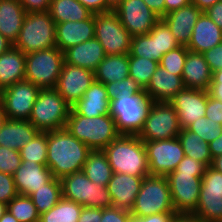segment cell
Listing matches in <instances>:
<instances>
[{"mask_svg": "<svg viewBox=\"0 0 222 222\" xmlns=\"http://www.w3.org/2000/svg\"><path fill=\"white\" fill-rule=\"evenodd\" d=\"M91 151L66 128L47 132L46 165L54 178L81 171Z\"/></svg>", "mask_w": 222, "mask_h": 222, "instance_id": "1", "label": "cell"}, {"mask_svg": "<svg viewBox=\"0 0 222 222\" xmlns=\"http://www.w3.org/2000/svg\"><path fill=\"white\" fill-rule=\"evenodd\" d=\"M103 152L113 173L145 177L150 174L145 145L137 135H120Z\"/></svg>", "mask_w": 222, "mask_h": 222, "instance_id": "2", "label": "cell"}, {"mask_svg": "<svg viewBox=\"0 0 222 222\" xmlns=\"http://www.w3.org/2000/svg\"><path fill=\"white\" fill-rule=\"evenodd\" d=\"M65 128L91 150H103L121 135L110 114L90 118L69 113Z\"/></svg>", "mask_w": 222, "mask_h": 222, "instance_id": "3", "label": "cell"}, {"mask_svg": "<svg viewBox=\"0 0 222 222\" xmlns=\"http://www.w3.org/2000/svg\"><path fill=\"white\" fill-rule=\"evenodd\" d=\"M153 101L142 89L133 95H120L110 100V115L121 135H138Z\"/></svg>", "mask_w": 222, "mask_h": 222, "instance_id": "4", "label": "cell"}, {"mask_svg": "<svg viewBox=\"0 0 222 222\" xmlns=\"http://www.w3.org/2000/svg\"><path fill=\"white\" fill-rule=\"evenodd\" d=\"M55 30L48 11L27 12L13 46L24 54L56 47Z\"/></svg>", "mask_w": 222, "mask_h": 222, "instance_id": "5", "label": "cell"}, {"mask_svg": "<svg viewBox=\"0 0 222 222\" xmlns=\"http://www.w3.org/2000/svg\"><path fill=\"white\" fill-rule=\"evenodd\" d=\"M71 106L55 88L40 89L29 121L39 132L65 128Z\"/></svg>", "mask_w": 222, "mask_h": 222, "instance_id": "6", "label": "cell"}, {"mask_svg": "<svg viewBox=\"0 0 222 222\" xmlns=\"http://www.w3.org/2000/svg\"><path fill=\"white\" fill-rule=\"evenodd\" d=\"M135 217L175 213L169 183L164 175H147L130 211Z\"/></svg>", "mask_w": 222, "mask_h": 222, "instance_id": "7", "label": "cell"}, {"mask_svg": "<svg viewBox=\"0 0 222 222\" xmlns=\"http://www.w3.org/2000/svg\"><path fill=\"white\" fill-rule=\"evenodd\" d=\"M25 80L40 89L55 88L64 65V52L57 47L25 54Z\"/></svg>", "mask_w": 222, "mask_h": 222, "instance_id": "8", "label": "cell"}, {"mask_svg": "<svg viewBox=\"0 0 222 222\" xmlns=\"http://www.w3.org/2000/svg\"><path fill=\"white\" fill-rule=\"evenodd\" d=\"M64 199L87 208H110L112 200L106 186L91 182L83 171L60 179Z\"/></svg>", "mask_w": 222, "mask_h": 222, "instance_id": "9", "label": "cell"}, {"mask_svg": "<svg viewBox=\"0 0 222 222\" xmlns=\"http://www.w3.org/2000/svg\"><path fill=\"white\" fill-rule=\"evenodd\" d=\"M95 38L106 55L129 54L132 36L114 10L94 14Z\"/></svg>", "mask_w": 222, "mask_h": 222, "instance_id": "10", "label": "cell"}, {"mask_svg": "<svg viewBox=\"0 0 222 222\" xmlns=\"http://www.w3.org/2000/svg\"><path fill=\"white\" fill-rule=\"evenodd\" d=\"M181 127L178 114L167 102H153L143 127L137 135L143 141L166 140L178 137Z\"/></svg>", "mask_w": 222, "mask_h": 222, "instance_id": "11", "label": "cell"}, {"mask_svg": "<svg viewBox=\"0 0 222 222\" xmlns=\"http://www.w3.org/2000/svg\"><path fill=\"white\" fill-rule=\"evenodd\" d=\"M204 173L170 172L166 175L176 214L193 213L198 205Z\"/></svg>", "mask_w": 222, "mask_h": 222, "instance_id": "12", "label": "cell"}, {"mask_svg": "<svg viewBox=\"0 0 222 222\" xmlns=\"http://www.w3.org/2000/svg\"><path fill=\"white\" fill-rule=\"evenodd\" d=\"M192 214L206 222H222V173L211 166L202 176L199 202Z\"/></svg>", "mask_w": 222, "mask_h": 222, "instance_id": "13", "label": "cell"}, {"mask_svg": "<svg viewBox=\"0 0 222 222\" xmlns=\"http://www.w3.org/2000/svg\"><path fill=\"white\" fill-rule=\"evenodd\" d=\"M40 88L28 80L19 81L0 92L7 119L29 120Z\"/></svg>", "mask_w": 222, "mask_h": 222, "instance_id": "14", "label": "cell"}, {"mask_svg": "<svg viewBox=\"0 0 222 222\" xmlns=\"http://www.w3.org/2000/svg\"><path fill=\"white\" fill-rule=\"evenodd\" d=\"M143 142L151 175H168L175 170L185 156L177 137Z\"/></svg>", "mask_w": 222, "mask_h": 222, "instance_id": "15", "label": "cell"}, {"mask_svg": "<svg viewBox=\"0 0 222 222\" xmlns=\"http://www.w3.org/2000/svg\"><path fill=\"white\" fill-rule=\"evenodd\" d=\"M114 11L132 37L149 33L160 20L143 0H122Z\"/></svg>", "mask_w": 222, "mask_h": 222, "instance_id": "16", "label": "cell"}, {"mask_svg": "<svg viewBox=\"0 0 222 222\" xmlns=\"http://www.w3.org/2000/svg\"><path fill=\"white\" fill-rule=\"evenodd\" d=\"M94 80L95 76L92 70L64 62L55 89L70 106H73L90 88Z\"/></svg>", "mask_w": 222, "mask_h": 222, "instance_id": "17", "label": "cell"}, {"mask_svg": "<svg viewBox=\"0 0 222 222\" xmlns=\"http://www.w3.org/2000/svg\"><path fill=\"white\" fill-rule=\"evenodd\" d=\"M208 94L207 90L184 88L169 100L178 114L181 129L205 116Z\"/></svg>", "mask_w": 222, "mask_h": 222, "instance_id": "18", "label": "cell"}, {"mask_svg": "<svg viewBox=\"0 0 222 222\" xmlns=\"http://www.w3.org/2000/svg\"><path fill=\"white\" fill-rule=\"evenodd\" d=\"M144 177L113 173L106 186L112 200V207L131 211Z\"/></svg>", "mask_w": 222, "mask_h": 222, "instance_id": "19", "label": "cell"}, {"mask_svg": "<svg viewBox=\"0 0 222 222\" xmlns=\"http://www.w3.org/2000/svg\"><path fill=\"white\" fill-rule=\"evenodd\" d=\"M53 178L47 165L22 161L13 175L15 187L19 195L30 197L37 189L44 187Z\"/></svg>", "mask_w": 222, "mask_h": 222, "instance_id": "20", "label": "cell"}, {"mask_svg": "<svg viewBox=\"0 0 222 222\" xmlns=\"http://www.w3.org/2000/svg\"><path fill=\"white\" fill-rule=\"evenodd\" d=\"M56 47L62 52L95 37L94 14L83 21L56 23Z\"/></svg>", "mask_w": 222, "mask_h": 222, "instance_id": "21", "label": "cell"}, {"mask_svg": "<svg viewBox=\"0 0 222 222\" xmlns=\"http://www.w3.org/2000/svg\"><path fill=\"white\" fill-rule=\"evenodd\" d=\"M182 75H174L158 65L143 89L153 102H169L179 91L183 90Z\"/></svg>", "mask_w": 222, "mask_h": 222, "instance_id": "22", "label": "cell"}, {"mask_svg": "<svg viewBox=\"0 0 222 222\" xmlns=\"http://www.w3.org/2000/svg\"><path fill=\"white\" fill-rule=\"evenodd\" d=\"M70 113H78L90 118L109 115L110 100L105 85L94 80L81 99L71 106Z\"/></svg>", "mask_w": 222, "mask_h": 222, "instance_id": "23", "label": "cell"}, {"mask_svg": "<svg viewBox=\"0 0 222 222\" xmlns=\"http://www.w3.org/2000/svg\"><path fill=\"white\" fill-rule=\"evenodd\" d=\"M202 13L193 3L166 14L162 20L166 23L180 45L187 46L192 37V29Z\"/></svg>", "mask_w": 222, "mask_h": 222, "instance_id": "24", "label": "cell"}, {"mask_svg": "<svg viewBox=\"0 0 222 222\" xmlns=\"http://www.w3.org/2000/svg\"><path fill=\"white\" fill-rule=\"evenodd\" d=\"M222 43V29L202 12L192 29V37L186 46L189 51L201 53Z\"/></svg>", "mask_w": 222, "mask_h": 222, "instance_id": "25", "label": "cell"}, {"mask_svg": "<svg viewBox=\"0 0 222 222\" xmlns=\"http://www.w3.org/2000/svg\"><path fill=\"white\" fill-rule=\"evenodd\" d=\"M212 74L203 54L188 51L183 67L182 80L185 88L209 90Z\"/></svg>", "mask_w": 222, "mask_h": 222, "instance_id": "26", "label": "cell"}, {"mask_svg": "<svg viewBox=\"0 0 222 222\" xmlns=\"http://www.w3.org/2000/svg\"><path fill=\"white\" fill-rule=\"evenodd\" d=\"M105 56L102 45L95 37L64 51L65 63L86 68L93 72Z\"/></svg>", "mask_w": 222, "mask_h": 222, "instance_id": "27", "label": "cell"}, {"mask_svg": "<svg viewBox=\"0 0 222 222\" xmlns=\"http://www.w3.org/2000/svg\"><path fill=\"white\" fill-rule=\"evenodd\" d=\"M38 133L29 120L7 119L0 129V146L20 151Z\"/></svg>", "mask_w": 222, "mask_h": 222, "instance_id": "28", "label": "cell"}, {"mask_svg": "<svg viewBox=\"0 0 222 222\" xmlns=\"http://www.w3.org/2000/svg\"><path fill=\"white\" fill-rule=\"evenodd\" d=\"M25 65V54L14 46L0 54V92L25 80Z\"/></svg>", "mask_w": 222, "mask_h": 222, "instance_id": "29", "label": "cell"}, {"mask_svg": "<svg viewBox=\"0 0 222 222\" xmlns=\"http://www.w3.org/2000/svg\"><path fill=\"white\" fill-rule=\"evenodd\" d=\"M26 13L18 0H0V33L12 44L17 40Z\"/></svg>", "mask_w": 222, "mask_h": 222, "instance_id": "30", "label": "cell"}, {"mask_svg": "<svg viewBox=\"0 0 222 222\" xmlns=\"http://www.w3.org/2000/svg\"><path fill=\"white\" fill-rule=\"evenodd\" d=\"M95 80L103 83L117 82L129 77V56L106 55L94 71Z\"/></svg>", "mask_w": 222, "mask_h": 222, "instance_id": "31", "label": "cell"}, {"mask_svg": "<svg viewBox=\"0 0 222 222\" xmlns=\"http://www.w3.org/2000/svg\"><path fill=\"white\" fill-rule=\"evenodd\" d=\"M48 13L55 24L67 21H83L93 15L78 0H51Z\"/></svg>", "mask_w": 222, "mask_h": 222, "instance_id": "32", "label": "cell"}, {"mask_svg": "<svg viewBox=\"0 0 222 222\" xmlns=\"http://www.w3.org/2000/svg\"><path fill=\"white\" fill-rule=\"evenodd\" d=\"M83 173L91 182L107 186L113 171L103 150H92L83 165Z\"/></svg>", "mask_w": 222, "mask_h": 222, "instance_id": "33", "label": "cell"}, {"mask_svg": "<svg viewBox=\"0 0 222 222\" xmlns=\"http://www.w3.org/2000/svg\"><path fill=\"white\" fill-rule=\"evenodd\" d=\"M177 138L181 142L185 156L194 158L195 160L204 163L207 167L211 165L212 156L210 154L209 144L198 134L184 128L181 129Z\"/></svg>", "mask_w": 222, "mask_h": 222, "instance_id": "34", "label": "cell"}, {"mask_svg": "<svg viewBox=\"0 0 222 222\" xmlns=\"http://www.w3.org/2000/svg\"><path fill=\"white\" fill-rule=\"evenodd\" d=\"M82 207L62 197L50 210L40 214L39 222H78Z\"/></svg>", "mask_w": 222, "mask_h": 222, "instance_id": "35", "label": "cell"}, {"mask_svg": "<svg viewBox=\"0 0 222 222\" xmlns=\"http://www.w3.org/2000/svg\"><path fill=\"white\" fill-rule=\"evenodd\" d=\"M62 197L60 179L54 177L30 196L40 214L50 210Z\"/></svg>", "mask_w": 222, "mask_h": 222, "instance_id": "36", "label": "cell"}, {"mask_svg": "<svg viewBox=\"0 0 222 222\" xmlns=\"http://www.w3.org/2000/svg\"><path fill=\"white\" fill-rule=\"evenodd\" d=\"M128 56L143 57L160 62L162 56L159 54L158 35L149 32L133 36Z\"/></svg>", "mask_w": 222, "mask_h": 222, "instance_id": "37", "label": "cell"}, {"mask_svg": "<svg viewBox=\"0 0 222 222\" xmlns=\"http://www.w3.org/2000/svg\"><path fill=\"white\" fill-rule=\"evenodd\" d=\"M7 210L19 222H39L40 213L28 196L18 194L7 204Z\"/></svg>", "mask_w": 222, "mask_h": 222, "instance_id": "38", "label": "cell"}, {"mask_svg": "<svg viewBox=\"0 0 222 222\" xmlns=\"http://www.w3.org/2000/svg\"><path fill=\"white\" fill-rule=\"evenodd\" d=\"M158 65L159 62L155 60L129 56V77L133 78L144 89Z\"/></svg>", "mask_w": 222, "mask_h": 222, "instance_id": "39", "label": "cell"}, {"mask_svg": "<svg viewBox=\"0 0 222 222\" xmlns=\"http://www.w3.org/2000/svg\"><path fill=\"white\" fill-rule=\"evenodd\" d=\"M22 161H33L40 165L47 163V132H39L20 151Z\"/></svg>", "mask_w": 222, "mask_h": 222, "instance_id": "40", "label": "cell"}, {"mask_svg": "<svg viewBox=\"0 0 222 222\" xmlns=\"http://www.w3.org/2000/svg\"><path fill=\"white\" fill-rule=\"evenodd\" d=\"M187 129L198 134L208 144L217 139L222 133V124L207 119L205 116L200 117L191 123Z\"/></svg>", "mask_w": 222, "mask_h": 222, "instance_id": "41", "label": "cell"}, {"mask_svg": "<svg viewBox=\"0 0 222 222\" xmlns=\"http://www.w3.org/2000/svg\"><path fill=\"white\" fill-rule=\"evenodd\" d=\"M188 48L181 45L164 54L159 65L174 75H182L183 67L188 53Z\"/></svg>", "mask_w": 222, "mask_h": 222, "instance_id": "42", "label": "cell"}, {"mask_svg": "<svg viewBox=\"0 0 222 222\" xmlns=\"http://www.w3.org/2000/svg\"><path fill=\"white\" fill-rule=\"evenodd\" d=\"M150 32L153 35H158L159 54L161 56L181 46L162 19L155 24Z\"/></svg>", "mask_w": 222, "mask_h": 222, "instance_id": "43", "label": "cell"}, {"mask_svg": "<svg viewBox=\"0 0 222 222\" xmlns=\"http://www.w3.org/2000/svg\"><path fill=\"white\" fill-rule=\"evenodd\" d=\"M109 100L120 95H133L139 93L142 87L131 77L105 84Z\"/></svg>", "mask_w": 222, "mask_h": 222, "instance_id": "44", "label": "cell"}, {"mask_svg": "<svg viewBox=\"0 0 222 222\" xmlns=\"http://www.w3.org/2000/svg\"><path fill=\"white\" fill-rule=\"evenodd\" d=\"M21 164L19 151L0 146V172L14 175Z\"/></svg>", "mask_w": 222, "mask_h": 222, "instance_id": "45", "label": "cell"}, {"mask_svg": "<svg viewBox=\"0 0 222 222\" xmlns=\"http://www.w3.org/2000/svg\"><path fill=\"white\" fill-rule=\"evenodd\" d=\"M17 195L13 175L0 172V202L8 204Z\"/></svg>", "mask_w": 222, "mask_h": 222, "instance_id": "46", "label": "cell"}, {"mask_svg": "<svg viewBox=\"0 0 222 222\" xmlns=\"http://www.w3.org/2000/svg\"><path fill=\"white\" fill-rule=\"evenodd\" d=\"M130 216V211L110 207L102 209V218L100 222H128Z\"/></svg>", "mask_w": 222, "mask_h": 222, "instance_id": "47", "label": "cell"}, {"mask_svg": "<svg viewBox=\"0 0 222 222\" xmlns=\"http://www.w3.org/2000/svg\"><path fill=\"white\" fill-rule=\"evenodd\" d=\"M206 168L204 163L184 156L173 172L205 173Z\"/></svg>", "mask_w": 222, "mask_h": 222, "instance_id": "48", "label": "cell"}, {"mask_svg": "<svg viewBox=\"0 0 222 222\" xmlns=\"http://www.w3.org/2000/svg\"><path fill=\"white\" fill-rule=\"evenodd\" d=\"M205 112V117L207 119L222 124V101H219L208 94Z\"/></svg>", "mask_w": 222, "mask_h": 222, "instance_id": "49", "label": "cell"}, {"mask_svg": "<svg viewBox=\"0 0 222 222\" xmlns=\"http://www.w3.org/2000/svg\"><path fill=\"white\" fill-rule=\"evenodd\" d=\"M203 56L212 72L222 69V43L204 52Z\"/></svg>", "mask_w": 222, "mask_h": 222, "instance_id": "50", "label": "cell"}, {"mask_svg": "<svg viewBox=\"0 0 222 222\" xmlns=\"http://www.w3.org/2000/svg\"><path fill=\"white\" fill-rule=\"evenodd\" d=\"M208 93L211 97L222 101V69L213 72Z\"/></svg>", "mask_w": 222, "mask_h": 222, "instance_id": "51", "label": "cell"}, {"mask_svg": "<svg viewBox=\"0 0 222 222\" xmlns=\"http://www.w3.org/2000/svg\"><path fill=\"white\" fill-rule=\"evenodd\" d=\"M26 12L48 11L51 0H18Z\"/></svg>", "mask_w": 222, "mask_h": 222, "instance_id": "52", "label": "cell"}, {"mask_svg": "<svg viewBox=\"0 0 222 222\" xmlns=\"http://www.w3.org/2000/svg\"><path fill=\"white\" fill-rule=\"evenodd\" d=\"M102 218L101 208L82 207L78 222H100Z\"/></svg>", "mask_w": 222, "mask_h": 222, "instance_id": "53", "label": "cell"}, {"mask_svg": "<svg viewBox=\"0 0 222 222\" xmlns=\"http://www.w3.org/2000/svg\"><path fill=\"white\" fill-rule=\"evenodd\" d=\"M93 14H99L108 11V3L106 0H78Z\"/></svg>", "mask_w": 222, "mask_h": 222, "instance_id": "54", "label": "cell"}, {"mask_svg": "<svg viewBox=\"0 0 222 222\" xmlns=\"http://www.w3.org/2000/svg\"><path fill=\"white\" fill-rule=\"evenodd\" d=\"M209 18L222 29V0L216 2L213 6L204 11Z\"/></svg>", "mask_w": 222, "mask_h": 222, "instance_id": "55", "label": "cell"}, {"mask_svg": "<svg viewBox=\"0 0 222 222\" xmlns=\"http://www.w3.org/2000/svg\"><path fill=\"white\" fill-rule=\"evenodd\" d=\"M147 6L160 18L165 16V0H143Z\"/></svg>", "mask_w": 222, "mask_h": 222, "instance_id": "56", "label": "cell"}, {"mask_svg": "<svg viewBox=\"0 0 222 222\" xmlns=\"http://www.w3.org/2000/svg\"><path fill=\"white\" fill-rule=\"evenodd\" d=\"M176 213H158L146 217H141L143 222H172Z\"/></svg>", "mask_w": 222, "mask_h": 222, "instance_id": "57", "label": "cell"}, {"mask_svg": "<svg viewBox=\"0 0 222 222\" xmlns=\"http://www.w3.org/2000/svg\"><path fill=\"white\" fill-rule=\"evenodd\" d=\"M191 3V0H165V15Z\"/></svg>", "mask_w": 222, "mask_h": 222, "instance_id": "58", "label": "cell"}, {"mask_svg": "<svg viewBox=\"0 0 222 222\" xmlns=\"http://www.w3.org/2000/svg\"><path fill=\"white\" fill-rule=\"evenodd\" d=\"M172 222H206L192 213L176 214Z\"/></svg>", "mask_w": 222, "mask_h": 222, "instance_id": "59", "label": "cell"}, {"mask_svg": "<svg viewBox=\"0 0 222 222\" xmlns=\"http://www.w3.org/2000/svg\"><path fill=\"white\" fill-rule=\"evenodd\" d=\"M209 148L212 158L222 154V133L217 139L209 143Z\"/></svg>", "mask_w": 222, "mask_h": 222, "instance_id": "60", "label": "cell"}, {"mask_svg": "<svg viewBox=\"0 0 222 222\" xmlns=\"http://www.w3.org/2000/svg\"><path fill=\"white\" fill-rule=\"evenodd\" d=\"M218 1L220 0H191V3H193L199 10L204 12Z\"/></svg>", "mask_w": 222, "mask_h": 222, "instance_id": "61", "label": "cell"}, {"mask_svg": "<svg viewBox=\"0 0 222 222\" xmlns=\"http://www.w3.org/2000/svg\"><path fill=\"white\" fill-rule=\"evenodd\" d=\"M13 44L0 33V54L7 51Z\"/></svg>", "mask_w": 222, "mask_h": 222, "instance_id": "62", "label": "cell"}, {"mask_svg": "<svg viewBox=\"0 0 222 222\" xmlns=\"http://www.w3.org/2000/svg\"><path fill=\"white\" fill-rule=\"evenodd\" d=\"M210 166L222 173V154L217 157L212 158V162Z\"/></svg>", "mask_w": 222, "mask_h": 222, "instance_id": "63", "label": "cell"}, {"mask_svg": "<svg viewBox=\"0 0 222 222\" xmlns=\"http://www.w3.org/2000/svg\"><path fill=\"white\" fill-rule=\"evenodd\" d=\"M0 222H19L8 210L4 213Z\"/></svg>", "mask_w": 222, "mask_h": 222, "instance_id": "64", "label": "cell"}, {"mask_svg": "<svg viewBox=\"0 0 222 222\" xmlns=\"http://www.w3.org/2000/svg\"><path fill=\"white\" fill-rule=\"evenodd\" d=\"M7 120V116L5 114L4 108L2 103L0 102V129L4 125L5 121Z\"/></svg>", "mask_w": 222, "mask_h": 222, "instance_id": "65", "label": "cell"}, {"mask_svg": "<svg viewBox=\"0 0 222 222\" xmlns=\"http://www.w3.org/2000/svg\"><path fill=\"white\" fill-rule=\"evenodd\" d=\"M122 0H106L108 3V11L114 10Z\"/></svg>", "mask_w": 222, "mask_h": 222, "instance_id": "66", "label": "cell"}, {"mask_svg": "<svg viewBox=\"0 0 222 222\" xmlns=\"http://www.w3.org/2000/svg\"><path fill=\"white\" fill-rule=\"evenodd\" d=\"M6 211H7V204L0 202V219L3 217Z\"/></svg>", "mask_w": 222, "mask_h": 222, "instance_id": "67", "label": "cell"}, {"mask_svg": "<svg viewBox=\"0 0 222 222\" xmlns=\"http://www.w3.org/2000/svg\"><path fill=\"white\" fill-rule=\"evenodd\" d=\"M128 222H143V221L139 217L131 215Z\"/></svg>", "mask_w": 222, "mask_h": 222, "instance_id": "68", "label": "cell"}]
</instances>
